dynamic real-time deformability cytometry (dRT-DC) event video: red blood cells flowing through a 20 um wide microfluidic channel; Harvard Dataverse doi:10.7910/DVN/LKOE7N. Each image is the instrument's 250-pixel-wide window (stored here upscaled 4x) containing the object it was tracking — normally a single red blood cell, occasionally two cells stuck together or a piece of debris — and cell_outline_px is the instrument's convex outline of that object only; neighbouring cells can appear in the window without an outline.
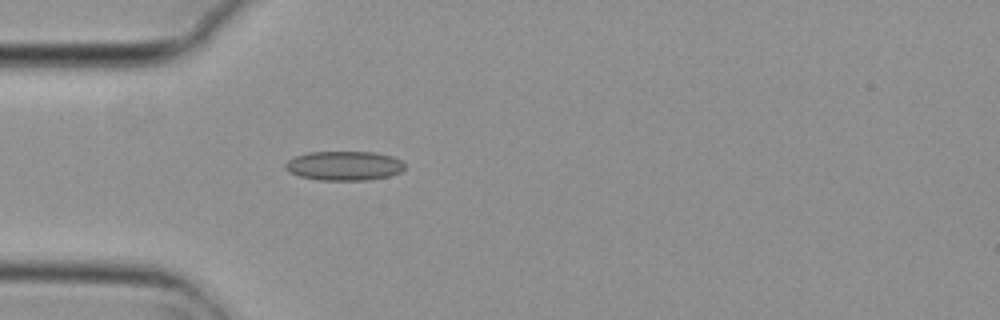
{"species": "common noctule bat (a hibernating species)", "species_latin": "Nyctalus noctula", "temperature_condition": "cold", "stored_images_in_passage": 1, "camera_frame_rate_fps": 3000, "um_per_image_px": 0.085, "animal": {"sex": "female", "body_mass_g": 29.2, "forearm_length_mm": 56.3}, "frame": {"image": 1, "passage_image": 1, "time_ms": 0.0, "image_size_px": [1000, 320], "cell_outline_px": [[404, 168], [400, 172], [388, 176], [368, 180], [320, 180], [300, 176], [288, 172], [284, 168], [284, 164], [288, 160], [296, 156], [308, 152], [376, 152], [392, 156], [400, 160], [404, 164]], "centroid_in_image_um": [29.23, 14.09], "position_along_channel_um": 55.8, "area_um2": 20.4}}